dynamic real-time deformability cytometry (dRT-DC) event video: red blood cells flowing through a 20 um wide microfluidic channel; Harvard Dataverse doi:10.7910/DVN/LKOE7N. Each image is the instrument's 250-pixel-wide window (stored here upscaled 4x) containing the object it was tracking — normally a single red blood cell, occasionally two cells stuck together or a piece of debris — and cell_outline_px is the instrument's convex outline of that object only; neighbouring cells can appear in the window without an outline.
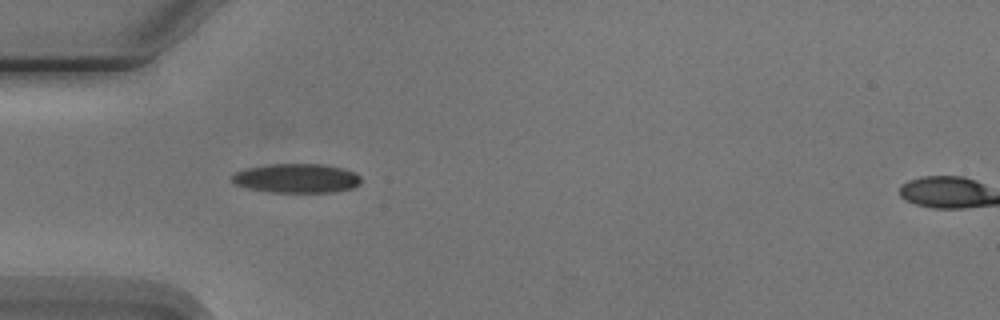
{"species": "Egyptian fruit bat (a non-hibernating species)", "species_latin": "Rousettus aegyptiacus", "temperature_condition": "cold", "stored_images_in_passage": 6, "camera_frame_rate_fps": 3000, "um_per_image_px": 0.085, "animal": {"sex": "male"}, "frame": {"image": 1, "passage_image": 5, "time_ms": 5.0, "image_size_px": [1000, 320], "cell_outline_px": [[360, 184], [352, 188], [336, 192], [272, 192], [248, 188], [236, 184], [232, 180], [232, 176], [236, 172], [244, 168], [268, 164], [320, 164], [340, 168], [356, 172], [360, 176]], "centroid_in_image_um": [25.22, 15.15], "position_along_channel_um": 59.8, "area_um2": 21.91}}
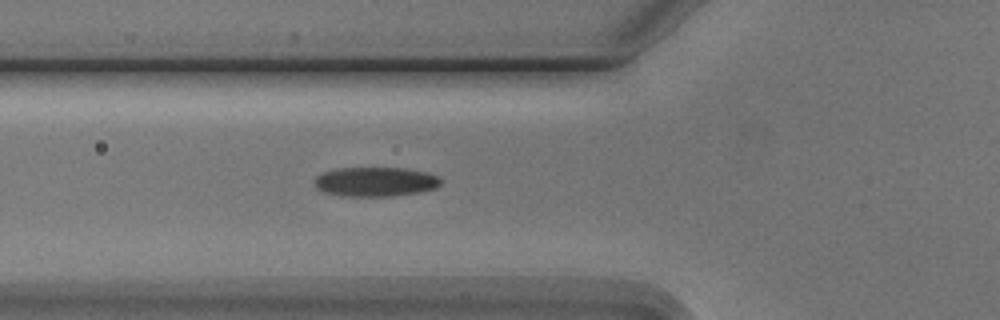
{"frame": {"image": 2, "passage_image": 6, "time_ms": 6.0, "image_size_px": [1000, 320], "cell_outline_px": [[444, 180], [436, 188], [420, 192], [392, 196], [340, 196], [324, 192], [316, 188], [312, 180], [320, 172], [336, 168], [404, 168], [424, 172], [440, 176]], "centroid_in_image_um": [31.88, 15.45], "position_along_channel_um": 93.9, "area_um2": 22.02}}